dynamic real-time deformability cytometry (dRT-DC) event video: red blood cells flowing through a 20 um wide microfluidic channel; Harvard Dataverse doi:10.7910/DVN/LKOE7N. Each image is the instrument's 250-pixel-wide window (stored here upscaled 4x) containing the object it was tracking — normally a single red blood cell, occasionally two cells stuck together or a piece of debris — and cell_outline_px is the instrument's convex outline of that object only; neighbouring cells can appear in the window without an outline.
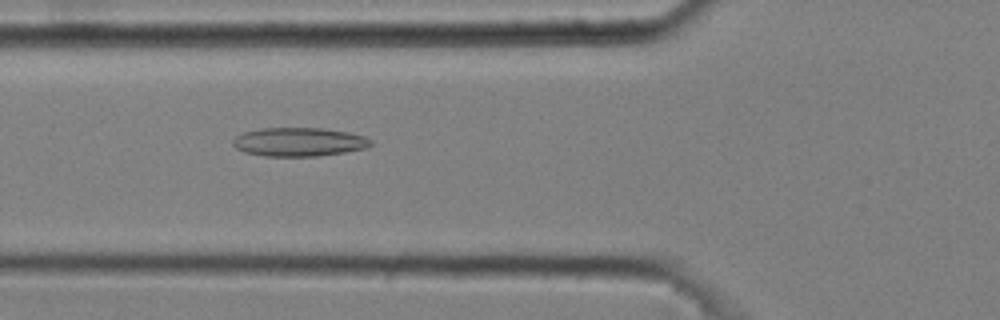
{"species": "common noctule bat (a hibernating species)", "species_latin": "Nyctalus noctula", "temperature_condition": "cold", "stored_images_in_passage": 7, "camera_frame_rate_fps": 3000, "um_per_image_px": 0.085, "animal": {"sex": "male", "body_mass_g": 20.4}, "frame": {"image": 1, "passage_image": 6, "time_ms": 1.667, "image_size_px": [1000, 320], "cell_outline_px": [[372, 144], [368, 148], [320, 156], [264, 156], [244, 152], [236, 148], [232, 144], [232, 140], [236, 136], [244, 132], [260, 128], [324, 128], [348, 132], [364, 136], [372, 140]], "centroid_in_image_um": [25.42, 12.06], "position_along_channel_um": 100.4, "area_um2": 23.24}}
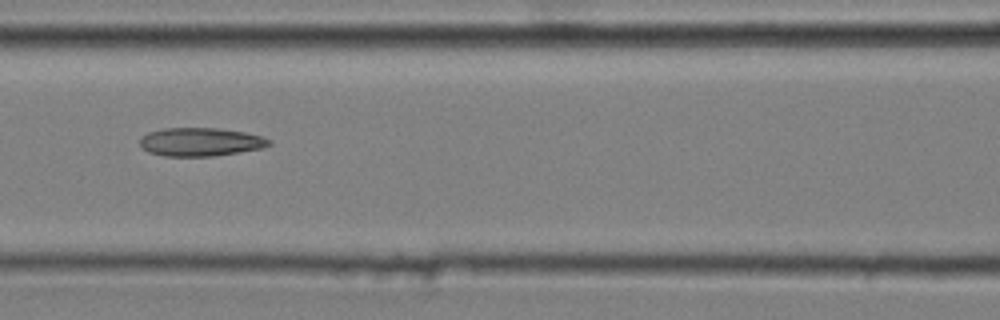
{"frame": {"image": 2, "passage_image": 7, "time_ms": 2.0, "image_size_px": [1000, 320], "cell_outline_px": [[272, 144], [264, 148], [212, 156], [164, 156], [148, 152], [140, 144], [140, 140], [148, 132], [164, 128], [216, 128], [244, 132], [264, 136], [272, 140]], "centroid_in_image_um": [17.09, 12.06], "position_along_channel_um": 149.5, "area_um2": 21.39}}